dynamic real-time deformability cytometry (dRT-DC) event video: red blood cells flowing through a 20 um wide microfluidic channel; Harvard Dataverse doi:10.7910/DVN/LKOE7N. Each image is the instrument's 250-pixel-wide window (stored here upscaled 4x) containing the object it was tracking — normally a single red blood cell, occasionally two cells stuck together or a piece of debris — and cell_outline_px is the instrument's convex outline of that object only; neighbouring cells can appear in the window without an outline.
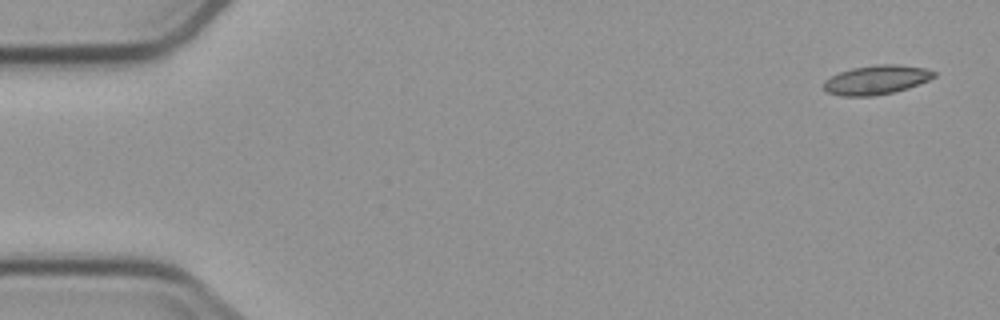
{"species": "common noctule bat (a hibernating species)", "species_latin": "Nyctalus noctula", "temperature_condition": "cold", "stored_images_in_passage": 5, "camera_frame_rate_fps": 3000, "um_per_image_px": 0.085, "animal": {"sex": "male", "body_mass_g": 23.1, "forearm_length_mm": 52.7}, "frame": {"image": 1, "passage_image": 1, "time_ms": 0.0, "image_size_px": [1000, 320], "cell_outline_px": [[936, 76], [928, 80], [908, 88], [892, 92], [872, 96], [840, 96], [828, 92], [824, 88], [824, 80], [840, 72], [852, 68], [876, 64], [896, 64], [924, 68], [936, 72]], "centroid_in_image_um": [74.49, 6.78], "position_along_channel_um": 10.5, "area_um2": 18.61}}
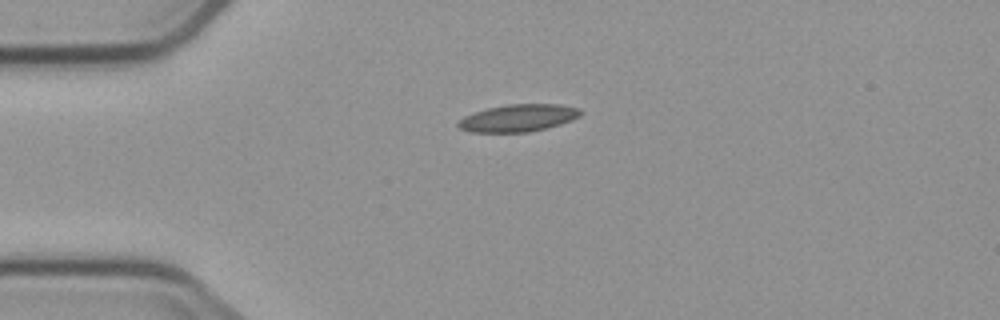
{"frame": {"image": 2, "passage_image": 4, "time_ms": 3.667, "image_size_px": [1000, 320], "cell_outline_px": [[580, 116], [572, 120], [560, 124], [528, 132], [468, 132], [460, 128], [456, 124], [464, 116], [488, 108], [508, 104], [560, 104], [580, 108]], "centroid_in_image_um": [44.05, 10.03], "position_along_channel_um": 40.9, "area_um2": 19.31}}